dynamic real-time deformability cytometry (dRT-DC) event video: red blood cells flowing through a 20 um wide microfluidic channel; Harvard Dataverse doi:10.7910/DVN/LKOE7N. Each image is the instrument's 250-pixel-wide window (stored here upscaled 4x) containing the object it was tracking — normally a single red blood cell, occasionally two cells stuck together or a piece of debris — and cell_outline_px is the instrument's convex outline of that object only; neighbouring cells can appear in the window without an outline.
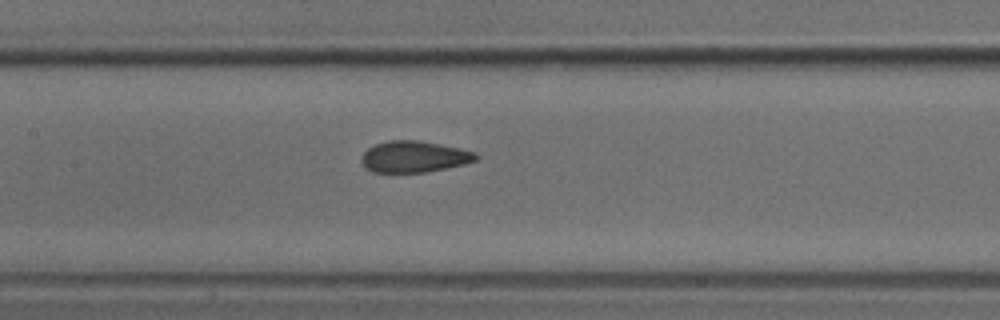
{"species": "common noctule bat (a hibernating species)", "species_latin": "Nyctalus noctula", "temperature_condition": "cold", "stored_images_in_passage": 6, "camera_frame_rate_fps": 3000, "um_per_image_px": 0.085, "animal": {"sex": "male", "body_mass_g": 18.8}, "frame": {"image": 1, "passage_image": 6, "time_ms": 1.667, "image_size_px": [1000, 320], "cell_outline_px": [[480, 156], [476, 160], [464, 164], [424, 172], [372, 172], [364, 168], [360, 160], [360, 156], [368, 148], [376, 144], [388, 140], [416, 140], [440, 144], [460, 148], [476, 152]], "centroid_in_image_um": [35.17, 13.31], "position_along_channel_um": 172.2, "area_um2": 20.98}}